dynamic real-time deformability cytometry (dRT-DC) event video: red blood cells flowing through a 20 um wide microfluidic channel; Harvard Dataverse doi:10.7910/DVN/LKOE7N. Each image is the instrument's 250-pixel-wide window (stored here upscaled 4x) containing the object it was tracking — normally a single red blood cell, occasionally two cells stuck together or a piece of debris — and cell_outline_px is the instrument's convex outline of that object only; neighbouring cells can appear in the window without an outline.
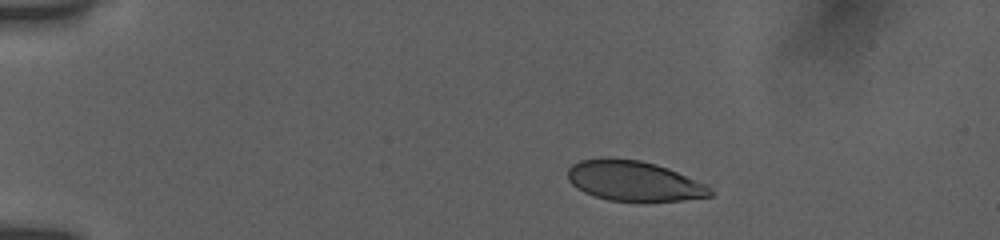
{"species": "human", "species_latin": "Homo sapiens", "temperature_condition": "room temperature", "stored_images_in_passage": 25, "camera_frame_rate_fps": 3000, "um_per_image_px": 0.085, "donor": {"sex": "female"}, "frame": {"image": 1, "passage_image": 1, "time_ms": 0.0, "image_size_px": [1000, 240], "cell_outline_px": [[712, 196], [684, 200], [608, 200], [584, 192], [576, 188], [568, 180], [568, 168], [572, 164], [580, 160], [604, 156], [608, 156], [640, 160], [656, 164], [668, 168], [708, 184], [712, 192]], "centroid_in_image_um": [53.86, 15.34], "position_along_channel_um": 31.1, "area_um2": 33.47}}
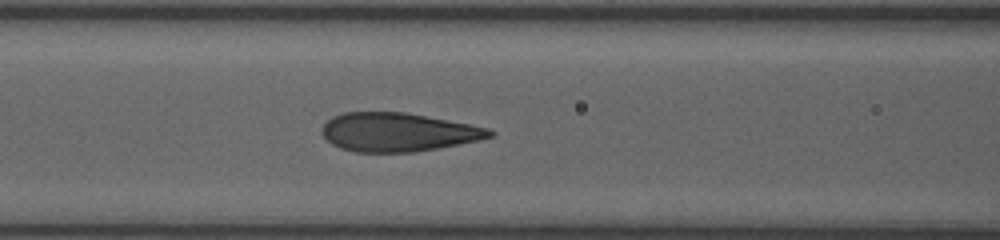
{"frame": {"image": 2, "passage_image": 14, "time_ms": 4.667, "image_size_px": [1000, 240], "cell_outline_px": [[496, 136], [480, 140], [416, 152], [356, 152], [340, 148], [332, 144], [320, 132], [324, 124], [332, 116], [344, 112], [408, 112], [488, 128], [496, 132]], "centroid_in_image_um": [33.84, 11.23], "position_along_channel_um": 132.8, "area_um2": 37.92}}
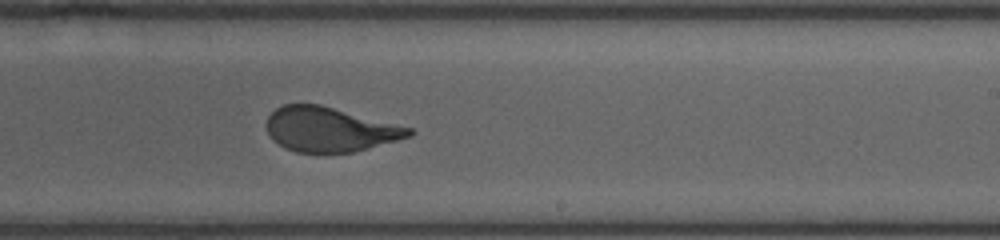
{"frame": {"image": 3, "passage_image": 24, "time_ms": 8.0, "image_size_px": [1000, 240], "cell_outline_px": [[416, 132], [412, 136], [368, 148], [352, 152], [296, 152], [284, 148], [268, 132], [264, 124], [268, 116], [276, 108], [284, 104], [320, 104], [412, 128]], "centroid_in_image_um": [28.03, 10.99], "position_along_channel_um": 261.0, "area_um2": 36.76}}